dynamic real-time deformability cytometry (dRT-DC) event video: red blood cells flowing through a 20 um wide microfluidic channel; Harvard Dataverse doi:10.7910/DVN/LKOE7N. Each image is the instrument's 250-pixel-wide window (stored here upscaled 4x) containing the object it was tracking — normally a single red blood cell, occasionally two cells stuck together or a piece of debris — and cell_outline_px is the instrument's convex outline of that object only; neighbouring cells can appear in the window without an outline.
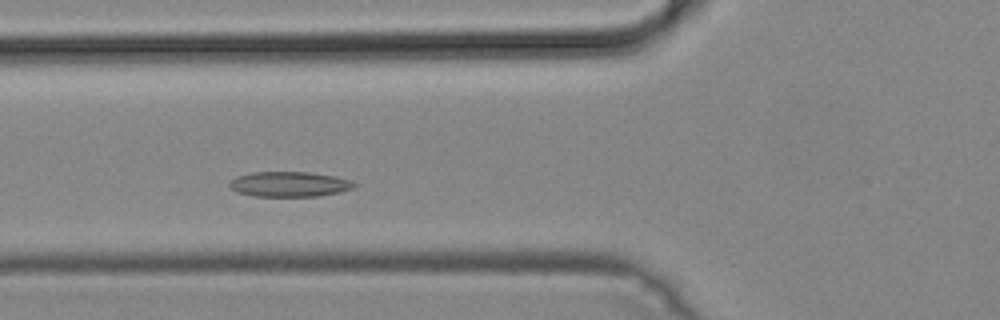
{"species": "common noctule bat (a hibernating species)", "species_latin": "Nyctalus noctula", "temperature_condition": "cold", "stored_images_in_passage": 40, "camera_frame_rate_fps": 3000, "um_per_image_px": 0.085, "animal": {"sex": "male", "body_mass_g": 19.2, "forearm_length_mm": 51.8}, "frame": {"image": 1, "passage_image": 7, "time_ms": 2.0, "image_size_px": [1000, 320], "cell_outline_px": [[356, 188], [340, 192], [320, 196], [252, 196], [240, 192], [232, 188], [228, 184], [236, 176], [252, 172], [308, 172], [336, 176], [352, 180], [356, 184]], "centroid_in_image_um": [24.66, 15.65], "position_along_channel_um": 101.1, "area_um2": 18.32}}
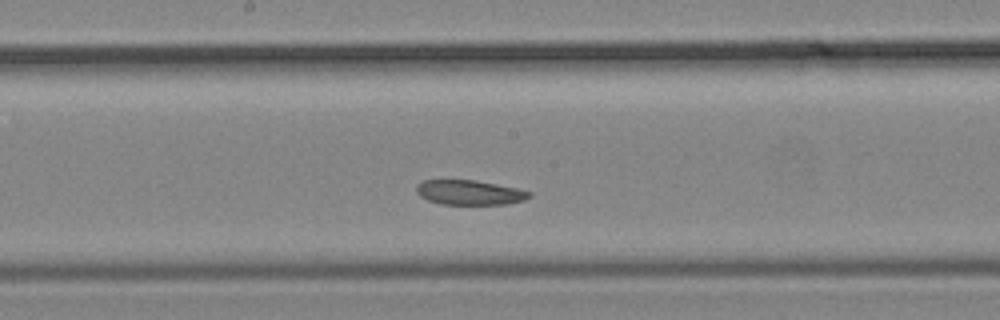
{"frame": {"image": 2, "passage_image": 15, "time_ms": 4.667, "image_size_px": [1000, 320], "cell_outline_px": [[532, 196], [524, 200], [508, 204], [440, 204], [428, 200], [420, 196], [416, 192], [416, 184], [420, 180], [476, 180], [516, 188], [532, 192]], "centroid_in_image_um": [39.89, 16.36], "position_along_channel_um": 208.3, "area_um2": 16.36}}
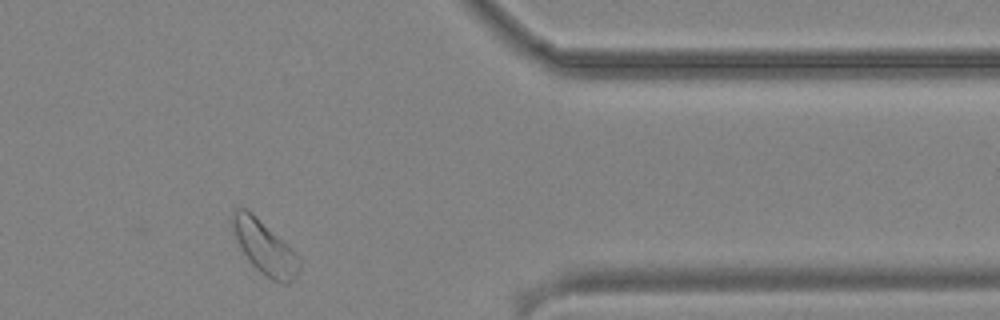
{"frame": {"image": 3, "passage_image": 30, "time_ms": 9.667, "image_size_px": [1000, 320], "cell_outline_px": [[300, 268], [296, 276], [288, 284], [284, 284], [272, 280], [260, 272], [252, 264], [244, 252], [236, 236], [232, 224], [232, 212], [236, 208], [244, 208], [252, 212], [300, 260]], "centroid_in_image_um": [22.48, 21.06], "position_along_channel_um": 388.9, "area_um2": 19.71}}